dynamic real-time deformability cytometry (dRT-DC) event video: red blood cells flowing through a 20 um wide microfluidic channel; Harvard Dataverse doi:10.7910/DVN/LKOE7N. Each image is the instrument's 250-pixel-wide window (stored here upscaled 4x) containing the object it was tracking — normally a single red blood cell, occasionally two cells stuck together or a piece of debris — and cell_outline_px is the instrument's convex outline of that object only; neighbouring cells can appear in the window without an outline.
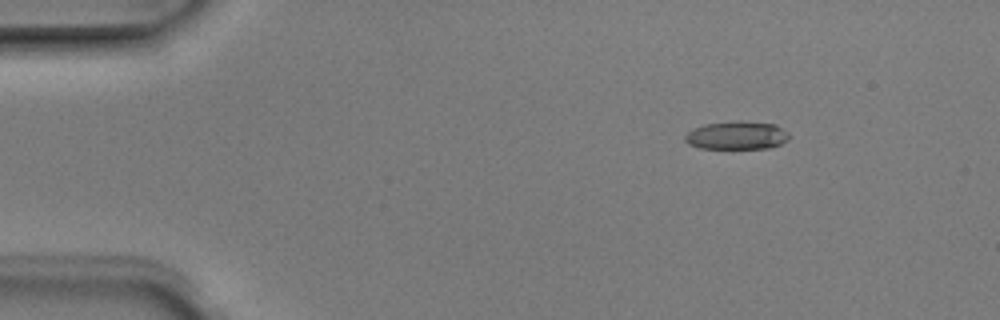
{"species": "Egyptian fruit bat (a non-hibernating species)", "species_latin": "Rousettus aegyptiacus", "temperature_condition": "room temperature", "stored_images_in_passage": 4, "camera_frame_rate_fps": 3000, "um_per_image_px": 0.085, "animal": {"sex": "male"}, "frame": {"image": 1, "passage_image": 2, "time_ms": 0.333, "image_size_px": [1000, 320], "cell_outline_px": [[788, 140], [780, 144], [768, 148], [700, 148], [688, 144], [684, 140], [684, 136], [688, 132], [704, 124], [736, 120], [740, 120], [776, 124], [788, 132]], "centroid_in_image_um": [62.63, 11.49], "position_along_channel_um": 22.4, "area_um2": 17.17}}